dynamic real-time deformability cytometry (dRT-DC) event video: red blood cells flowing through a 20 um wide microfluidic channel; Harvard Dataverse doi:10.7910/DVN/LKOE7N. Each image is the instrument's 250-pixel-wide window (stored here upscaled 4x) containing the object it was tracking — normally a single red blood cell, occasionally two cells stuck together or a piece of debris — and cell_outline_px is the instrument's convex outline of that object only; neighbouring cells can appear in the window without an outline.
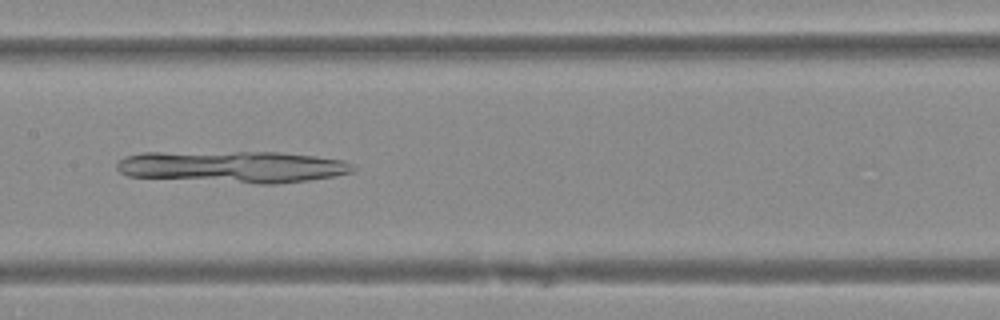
{"species": "Egyptian fruit bat (a non-hibernating species)", "species_latin": "Rousettus aegyptiacus", "temperature_condition": "warm", "stored_images_in_passage": 44, "camera_frame_rate_fps": 3000, "um_per_image_px": 0.085, "animal": {"sex": "female"}, "frame": {"image": 1, "passage_image": 20, "time_ms": 6.333, "image_size_px": [1000, 320], "cell_outline_px": [[356, 168], [352, 172], [332, 176], [308, 180], [276, 184], [260, 184], [128, 176], [120, 172], [116, 168], [116, 164], [124, 156], [144, 152], [276, 152], [312, 156], [344, 160]], "centroid_in_image_um": [19.75, 14.17], "position_along_channel_um": 187.7, "area_um2": 43.64}}
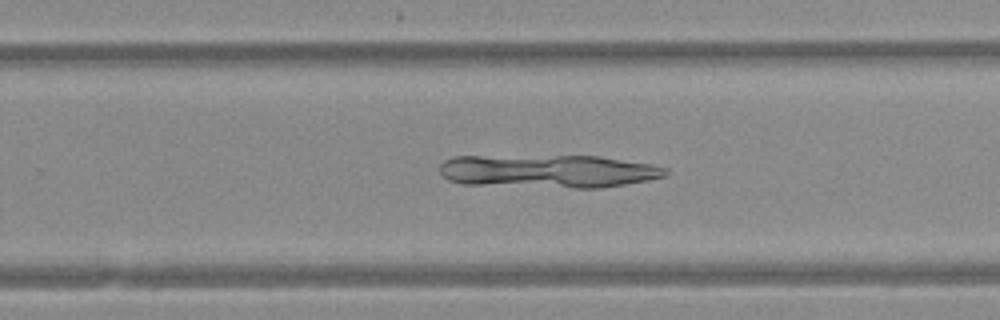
{"frame": {"image": 2, "passage_image": 27, "time_ms": 8.667, "image_size_px": [1000, 320], "cell_outline_px": [[668, 172], [664, 176], [648, 180], [600, 188], [572, 188], [460, 184], [448, 180], [440, 172], [440, 164], [444, 160], [452, 156], [600, 156], [652, 164], [668, 168]], "centroid_in_image_um": [46.58, 14.55], "position_along_channel_um": 283.2, "area_um2": 43.99}}
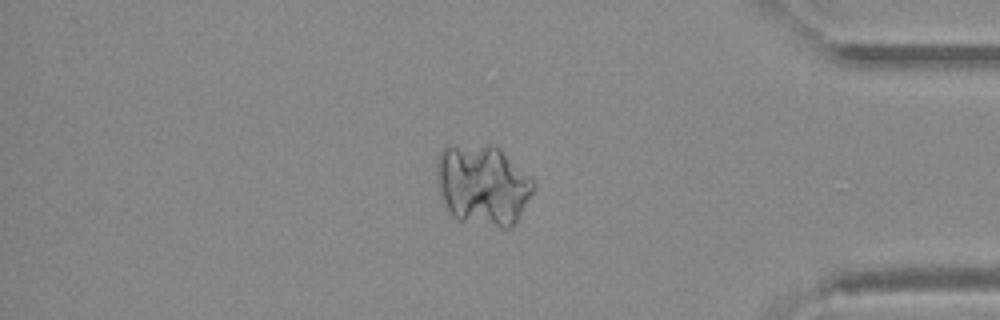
{"frame": {"image": 3, "passage_image": 37, "time_ms": 12.0, "image_size_px": [1000, 320], "cell_outline_px": [[536, 188], [512, 228], [500, 228], [456, 220], [444, 208], [440, 196], [436, 180], [436, 160], [440, 148], [448, 144], [492, 144], [500, 148], [532, 176], [536, 180]], "centroid_in_image_um": [41.01, 15.69], "position_along_channel_um": 394.2, "area_um2": 47.16}}